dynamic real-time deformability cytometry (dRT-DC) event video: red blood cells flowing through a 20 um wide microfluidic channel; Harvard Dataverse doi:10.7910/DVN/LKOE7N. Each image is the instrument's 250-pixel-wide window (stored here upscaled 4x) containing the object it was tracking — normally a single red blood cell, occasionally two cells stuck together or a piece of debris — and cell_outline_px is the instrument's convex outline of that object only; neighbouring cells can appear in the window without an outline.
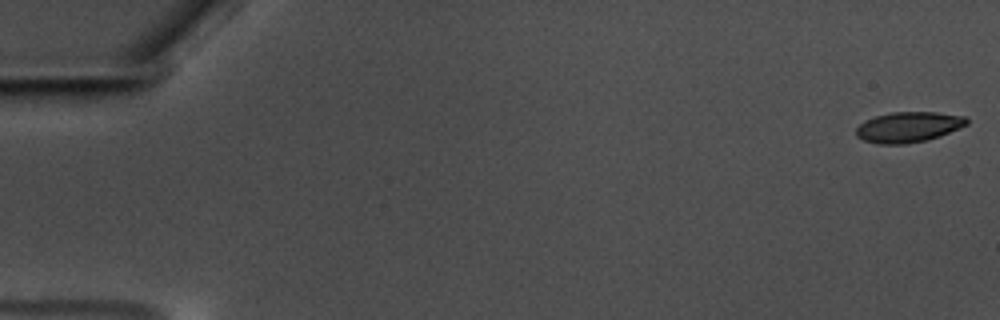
{"species": "common noctule bat (a hibernating species)", "species_latin": "Nyctalus noctula", "temperature_condition": "warm", "stored_images_in_passage": 58, "camera_frame_rate_fps": 3000, "um_per_image_px": 0.085, "animal": {"sex": "male", "body_mass_g": 17.5, "forearm_length_mm": 52.3}, "frame": {"image": 1, "passage_image": 1, "time_ms": 0.0, "image_size_px": [1000, 320], "cell_outline_px": [[968, 124], [960, 128], [940, 136], [928, 140], [904, 144], [876, 144], [864, 140], [856, 136], [856, 128], [860, 124], [876, 116], [892, 112], [936, 112], [964, 116], [968, 120]], "centroid_in_image_um": [77.23, 10.81], "position_along_channel_um": 7.8, "area_um2": 19.59}}
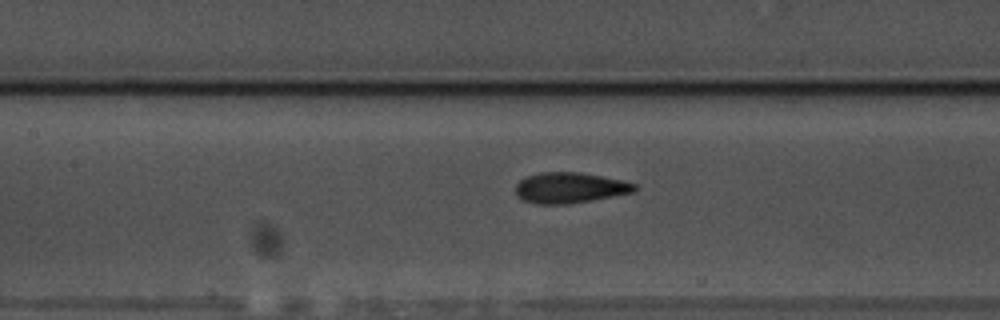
{"frame": {"image": 2, "passage_image": 27, "time_ms": 8.667, "image_size_px": [1000, 320], "cell_outline_px": [[636, 188], [632, 192], [592, 200], [568, 204], [536, 204], [520, 200], [516, 196], [516, 184], [524, 176], [540, 172], [580, 172], [620, 180], [636, 184]], "centroid_in_image_um": [48.34, 15.96], "position_along_channel_um": 159.1, "area_um2": 21.27}}
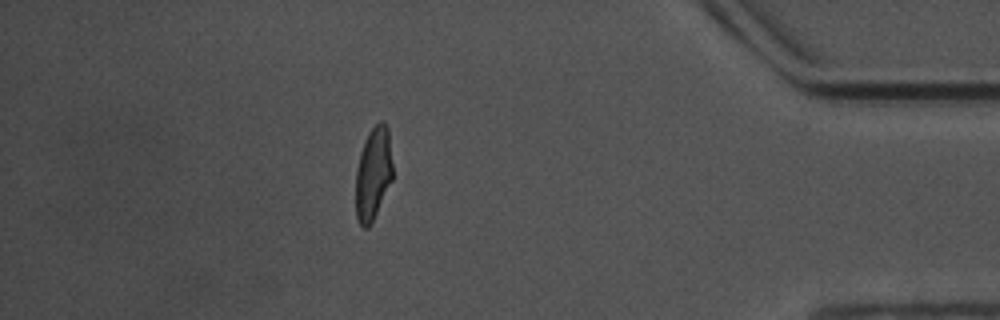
{"frame": {"image": 3, "passage_image": 51, "time_ms": 16.667, "image_size_px": [1000, 320], "cell_outline_px": [[392, 180], [368, 228], [364, 228], [360, 224], [356, 216], [356, 168], [360, 152], [364, 140], [368, 132], [380, 120], [384, 120], [388, 128], [392, 164]], "centroid_in_image_um": [31.71, 14.7], "position_along_channel_um": 403.5, "area_um2": 19.88}, "authors_computed_cell_mechanics": {"area_um2": 20.4901, "velocity_mm_per_s": 3.5654, "shape_relaxation_time_tau1_ms": 5.727, "shape_relaxation_time_tau2_ms": 0.9798, "deformation_change_tau1": 0.2046, "deformation_change_tau2": 0.0825}}